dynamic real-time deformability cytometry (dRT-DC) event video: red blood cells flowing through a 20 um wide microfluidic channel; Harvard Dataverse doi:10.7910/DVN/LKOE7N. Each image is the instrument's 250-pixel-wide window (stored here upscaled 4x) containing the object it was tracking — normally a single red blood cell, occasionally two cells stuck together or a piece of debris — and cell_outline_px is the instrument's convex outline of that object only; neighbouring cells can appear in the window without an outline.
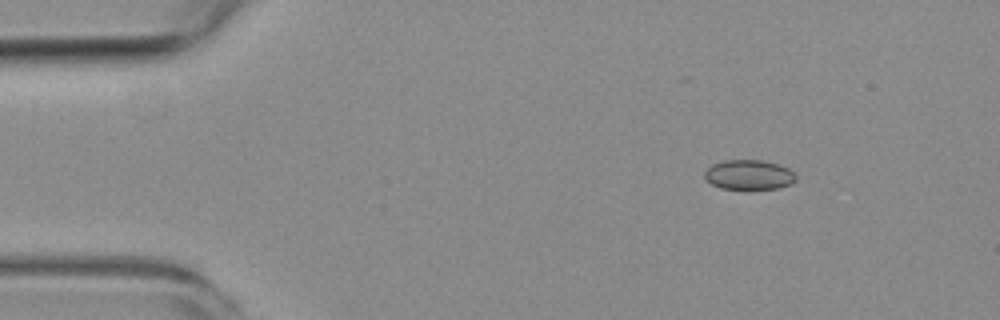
{"species": "common noctule bat (a hibernating species)", "species_latin": "Nyctalus noctula", "temperature_condition": "room temperature", "stored_images_in_passage": 5, "camera_frame_rate_fps": 3000, "um_per_image_px": 0.085, "animal": {"sex": "female", "body_mass_g": 19.3, "forearm_length_mm": 54.1}, "frame": {"image": 1, "passage_image": 3, "time_ms": 2.0, "image_size_px": [1000, 320], "cell_outline_px": [[796, 180], [792, 184], [780, 188], [748, 192], [720, 188], [712, 184], [704, 176], [704, 172], [712, 164], [724, 160], [764, 160], [780, 164], [788, 168], [796, 176]], "centroid_in_image_um": [63.69, 14.9], "position_along_channel_um": 21.3, "area_um2": 16.65}}